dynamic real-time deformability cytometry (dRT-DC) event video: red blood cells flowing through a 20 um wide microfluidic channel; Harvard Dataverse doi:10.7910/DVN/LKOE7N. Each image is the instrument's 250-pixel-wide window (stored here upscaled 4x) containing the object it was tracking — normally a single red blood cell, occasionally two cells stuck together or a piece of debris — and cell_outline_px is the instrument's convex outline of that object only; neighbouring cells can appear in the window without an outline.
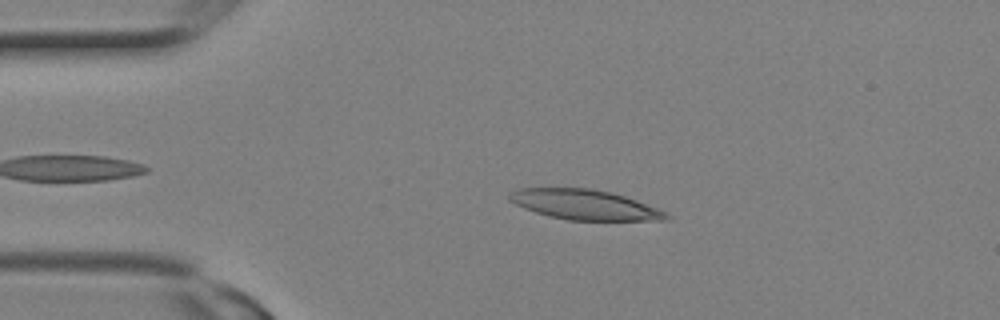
{"species": "Egyptian fruit bat (a non-hibernating species)", "species_latin": "Rousettus aegyptiacus", "temperature_condition": "room temperature", "stored_images_in_passage": 10, "camera_frame_rate_fps": 3000, "um_per_image_px": 0.085, "animal": {"sex": "female"}, "frame": {"image": 1, "passage_image": 6, "time_ms": 1.667, "image_size_px": [1000, 320], "cell_outline_px": [[672, 216], [668, 220], [568, 220], [548, 216], [524, 208], [508, 200], [508, 192], [516, 188], [592, 188], [624, 196], [636, 200], [656, 208]], "centroid_in_image_um": [49.64, 17.39], "position_along_channel_um": 35.4, "area_um2": 27.34}}
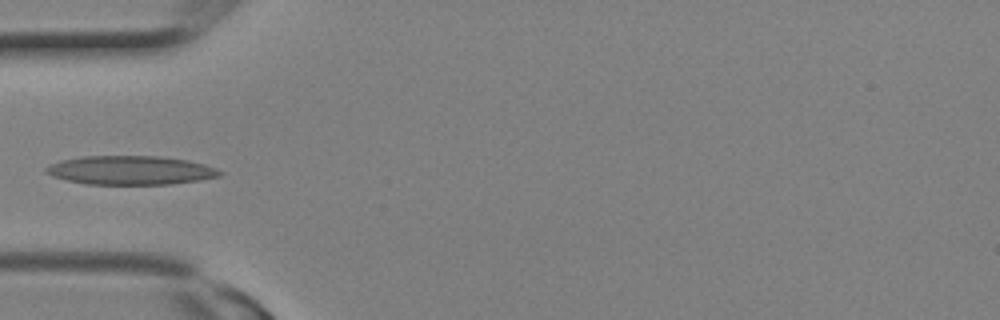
{"frame": {"image": 2, "passage_image": 9, "time_ms": 2.667, "image_size_px": [1000, 320], "cell_outline_px": [[224, 172], [220, 176], [200, 180], [172, 184], [88, 184], [68, 180], [52, 176], [44, 172], [44, 168], [48, 164], [60, 160], [80, 156], [156, 156], [188, 160], [204, 164]], "centroid_in_image_um": [11.06, 14.47], "position_along_channel_um": 73.9, "area_um2": 29.3}}